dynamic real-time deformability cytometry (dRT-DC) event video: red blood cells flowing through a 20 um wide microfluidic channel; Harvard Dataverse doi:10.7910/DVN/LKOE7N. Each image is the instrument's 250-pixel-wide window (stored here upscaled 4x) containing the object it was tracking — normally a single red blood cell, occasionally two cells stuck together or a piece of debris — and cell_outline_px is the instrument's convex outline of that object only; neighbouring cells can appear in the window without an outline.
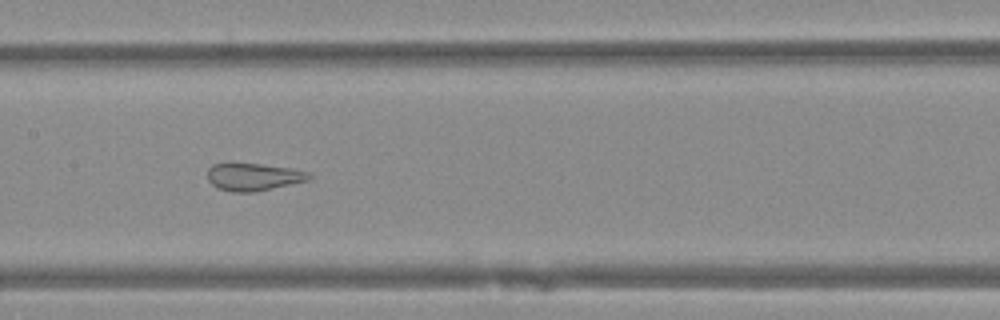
{"species": "Egyptian fruit bat (a non-hibernating species)", "species_latin": "Rousettus aegyptiacus", "temperature_condition": "warm", "stored_images_in_passage": 26, "camera_frame_rate_fps": 3000, "um_per_image_px": 0.085, "animal": {"sex": "female"}, "frame": {"image": 1, "passage_image": 26, "time_ms": 8.333, "image_size_px": [1000, 320], "cell_outline_px": [[312, 180], [252, 192], [232, 192], [220, 188], [212, 184], [208, 180], [208, 168], [212, 164], [228, 160], [292, 168], [308, 172], [312, 176]], "centroid_in_image_um": [21.52, 14.99], "position_along_channel_um": 185.9, "area_um2": 16.82}}